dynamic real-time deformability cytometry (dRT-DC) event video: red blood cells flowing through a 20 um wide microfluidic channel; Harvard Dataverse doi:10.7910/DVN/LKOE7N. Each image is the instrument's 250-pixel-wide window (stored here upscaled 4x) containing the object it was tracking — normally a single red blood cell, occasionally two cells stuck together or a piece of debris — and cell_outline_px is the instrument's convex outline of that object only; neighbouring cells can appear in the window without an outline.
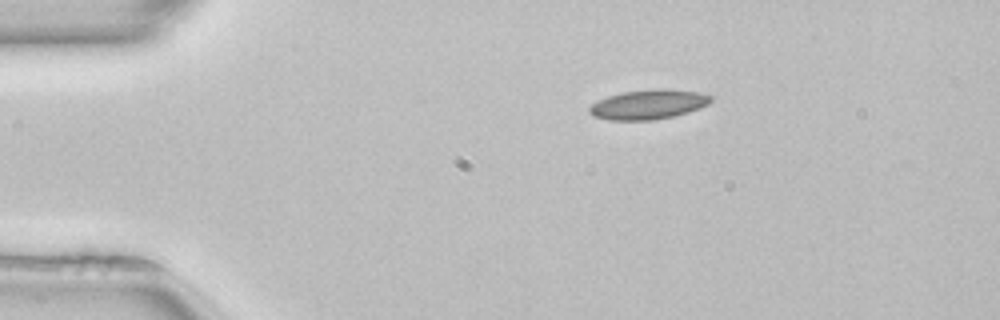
{"species": "common noctule bat (a hibernating species)", "species_latin": "Nyctalus noctula", "temperature_condition": "room temperature", "stored_images_in_passage": 42, "camera_frame_rate_fps": 3000, "um_per_image_px": 0.085, "animal": {"sex": "female", "body_mass_g": 22.7, "forearm_length_mm": 54.2}, "frame": {"image": 1, "passage_image": 1, "time_ms": 0.0, "image_size_px": [1000, 320], "cell_outline_px": [[712, 100], [708, 104], [700, 108], [688, 112], [672, 116], [652, 120], [608, 120], [592, 116], [588, 112], [588, 108], [592, 104], [608, 96], [624, 92], [656, 88], [664, 88], [700, 92], [712, 96]], "centroid_in_image_um": [55.12, 8.87], "position_along_channel_um": 29.9, "area_um2": 20.98}}
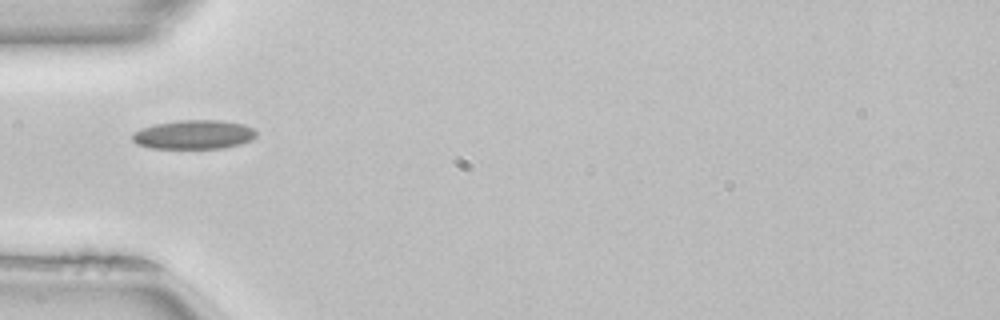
{"frame": {"image": 2, "passage_image": 8, "time_ms": 2.333, "image_size_px": [1000, 320], "cell_outline_px": [[256, 136], [252, 140], [240, 144], [224, 148], [152, 148], [136, 144], [132, 140], [132, 132], [140, 128], [156, 124], [180, 120], [224, 120], [244, 124], [252, 128], [256, 132]], "centroid_in_image_um": [16.47, 11.43], "position_along_channel_um": 68.5, "area_um2": 21.1}}
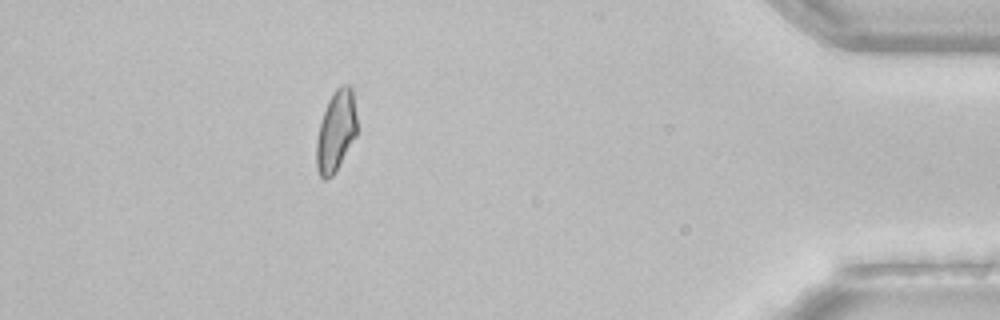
{"frame": {"image": 3, "passage_image": 37, "time_ms": 12.0, "image_size_px": [1000, 320], "cell_outline_px": [[356, 136], [332, 176], [324, 180], [320, 176], [316, 168], [316, 140], [320, 124], [328, 100], [332, 92], [340, 84], [348, 84], [352, 88], [356, 116]], "centroid_in_image_um": [28.54, 11.12], "position_along_channel_um": 406.7, "area_um2": 19.02}, "authors_computed_cell_mechanics": {"area_um2": 19.4497, "velocity_mm_per_s": 4.0374, "shape_relaxation_time_tau1_ms": null, "shape_relaxation_time_tau2_ms": 2.3977, "deformation_change_tau1": null, "deformation_change_tau2": 0.0627}}